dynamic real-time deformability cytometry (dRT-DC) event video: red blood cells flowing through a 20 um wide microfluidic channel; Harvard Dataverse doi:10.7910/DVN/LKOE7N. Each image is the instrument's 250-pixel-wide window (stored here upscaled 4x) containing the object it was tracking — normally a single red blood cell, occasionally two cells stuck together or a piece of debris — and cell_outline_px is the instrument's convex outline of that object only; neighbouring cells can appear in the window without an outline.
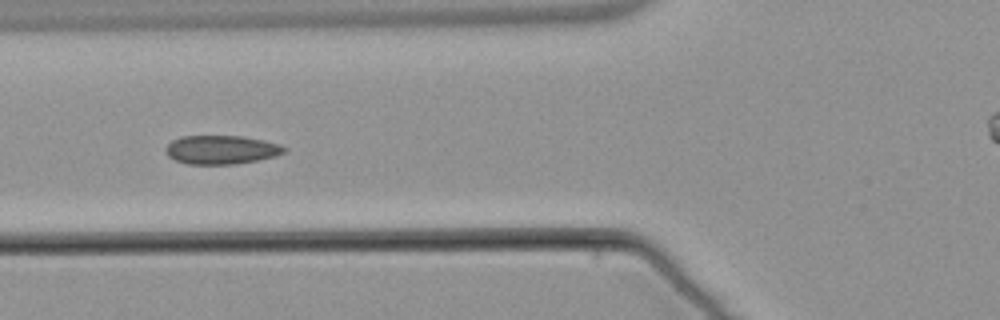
{"species": "common noctule bat (a hibernating species)", "species_latin": "Nyctalus noctula", "temperature_condition": "warm", "stored_images_in_passage": 9, "camera_frame_rate_fps": 3000, "um_per_image_px": 0.085, "animal": {"sex": "male", "body_mass_g": 21.5, "forearm_length_mm": 52.0}, "frame": {"image": 1, "passage_image": 8, "time_ms": 8.333, "image_size_px": [1000, 320], "cell_outline_px": [[288, 152], [276, 156], [236, 164], [188, 164], [176, 160], [168, 156], [164, 152], [164, 148], [172, 140], [180, 136], [240, 136], [264, 140], [280, 144], [288, 148]], "centroid_in_image_um": [18.83, 12.72], "position_along_channel_um": 107.0, "area_um2": 20.06}}